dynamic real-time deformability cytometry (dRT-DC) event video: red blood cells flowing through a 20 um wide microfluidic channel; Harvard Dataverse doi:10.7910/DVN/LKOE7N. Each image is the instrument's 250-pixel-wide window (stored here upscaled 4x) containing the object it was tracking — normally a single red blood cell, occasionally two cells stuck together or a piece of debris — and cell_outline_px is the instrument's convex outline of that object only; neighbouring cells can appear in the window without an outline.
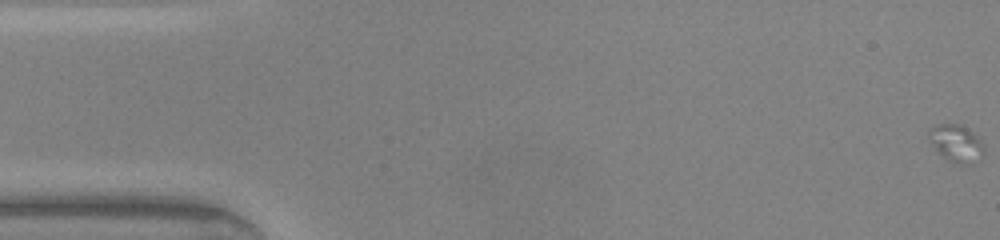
{"species": "common noctule bat (a hibernating species)", "species_latin": "Nyctalus noctula", "temperature_condition": "warm", "stored_images_in_passage": 18, "camera_frame_rate_fps": 3000, "um_per_image_px": 0.085, "animal": {"sex": "male", "body_mass_g": 20.0, "forearm_length_mm": 53.3}, "frame": {"image": 1, "passage_image": 1, "time_ms": 0.0, "image_size_px": [1000, 240], "cell_outline_px": [[984, 152], [980, 160], [968, 164], [948, 160], [924, 136], [924, 132], [928, 128], [940, 124], [960, 124], [972, 132], [984, 148]], "centroid_in_image_um": [81.21, 12.14], "position_along_channel_um": 3.8, "area_um2": 11.79}}